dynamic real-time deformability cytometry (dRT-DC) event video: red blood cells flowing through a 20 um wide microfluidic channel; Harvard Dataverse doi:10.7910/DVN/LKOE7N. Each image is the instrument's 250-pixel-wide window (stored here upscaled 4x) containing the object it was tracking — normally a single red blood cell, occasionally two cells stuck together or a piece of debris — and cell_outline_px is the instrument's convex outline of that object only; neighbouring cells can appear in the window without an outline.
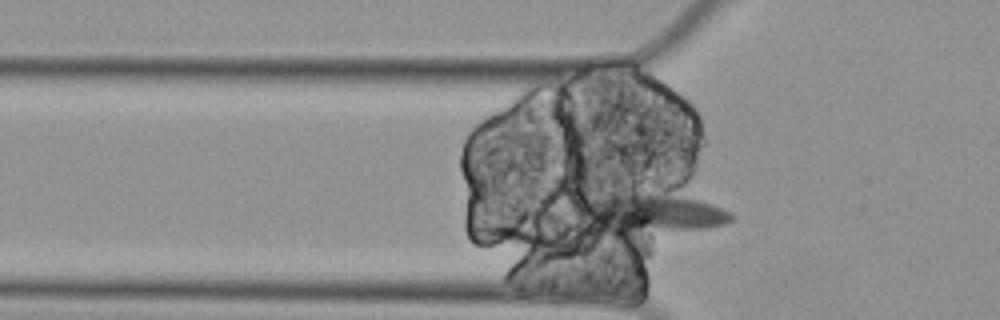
{"species": "Egyptian fruit bat (a non-hibernating species)", "species_latin": "Rousettus aegyptiacus", "temperature_condition": "cold", "stored_images_in_passage": 54, "camera_frame_rate_fps": 3000, "um_per_image_px": 0.085, "animal": {"sex": "female"}, "frame": {"image": 1, "passage_image": 12, "time_ms": 3.667, "image_size_px": [1000, 320], "cell_outline_px": [[732, 220], [724, 224], [708, 228], [624, 240], [596, 220], [584, 208], [584, 204], [604, 196], [652, 196], [696, 200], [720, 208], [728, 212], [732, 216]], "centroid_in_image_um": [55.6, 18.3], "position_along_channel_um": 70.2, "area_um2": 32.54}}
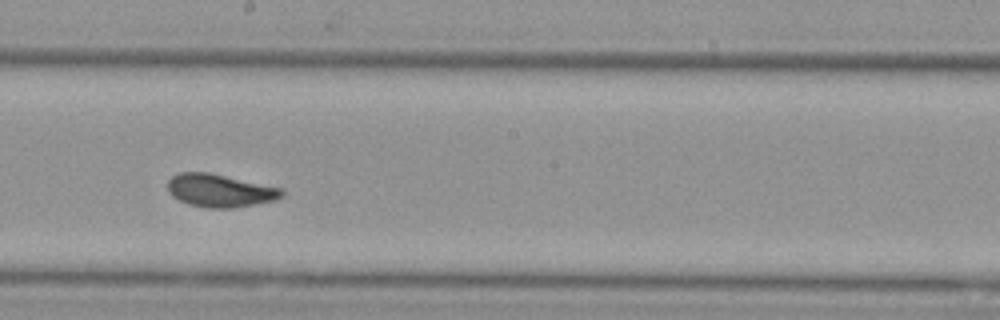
{"frame": {"image": 2, "passage_image": 26, "time_ms": 8.333, "image_size_px": [1000, 320], "cell_outline_px": [[284, 196], [276, 200], [232, 208], [208, 208], [188, 204], [172, 196], [168, 192], [168, 180], [172, 176], [180, 172], [208, 172], [284, 188]], "centroid_in_image_um": [18.71, 16.19], "position_along_channel_um": 229.5, "area_um2": 22.02}}
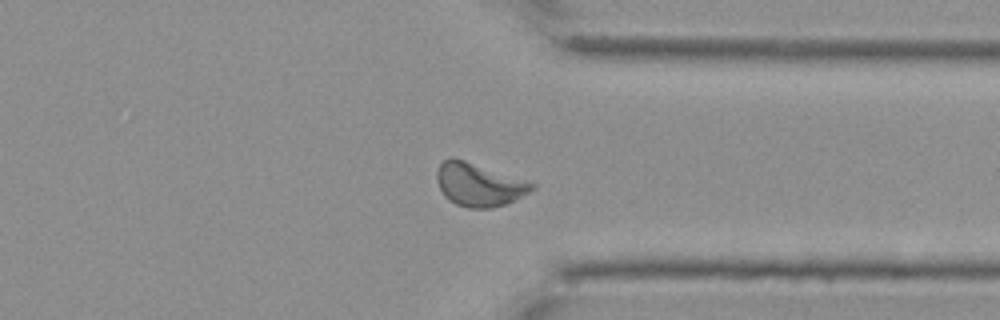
{"frame": {"image": 3, "passage_image": 39, "time_ms": 12.667, "image_size_px": [1000, 320], "cell_outline_px": [[536, 188], [504, 204], [492, 208], [468, 208], [456, 204], [448, 200], [444, 196], [436, 180], [436, 172], [440, 164], [444, 160], [452, 156], [528, 180], [536, 184]], "centroid_in_image_um": [40.69, 15.68], "position_along_channel_um": 370.7, "area_um2": 23.93}}